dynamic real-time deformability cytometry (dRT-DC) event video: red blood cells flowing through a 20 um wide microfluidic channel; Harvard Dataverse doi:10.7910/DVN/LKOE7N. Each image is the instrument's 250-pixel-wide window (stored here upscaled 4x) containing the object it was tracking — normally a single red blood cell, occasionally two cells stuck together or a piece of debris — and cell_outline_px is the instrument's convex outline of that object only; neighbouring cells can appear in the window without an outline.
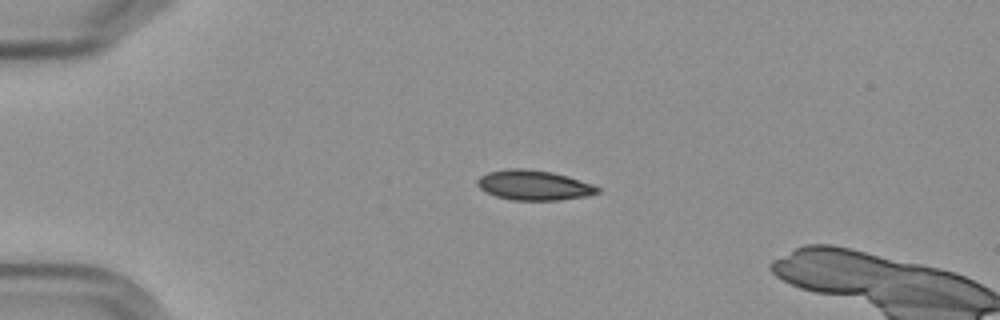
{"species": "Egyptian fruit bat (a non-hibernating species)", "species_latin": "Rousettus aegyptiacus", "temperature_condition": "cold", "stored_images_in_passage": 42, "camera_frame_rate_fps": 3000, "um_per_image_px": 0.085, "frame": {"image": 1, "passage_image": 1, "time_ms": 0.0, "image_size_px": [1000, 320], "cell_outline_px": [[600, 192], [588, 196], [560, 200], [512, 200], [496, 196], [484, 192], [476, 184], [476, 180], [480, 176], [488, 172], [512, 168], [520, 168], [552, 172], [568, 176], [592, 184], [600, 188]], "centroid_in_image_um": [45.37, 15.75], "position_along_channel_um": 39.6, "area_um2": 21.04}}
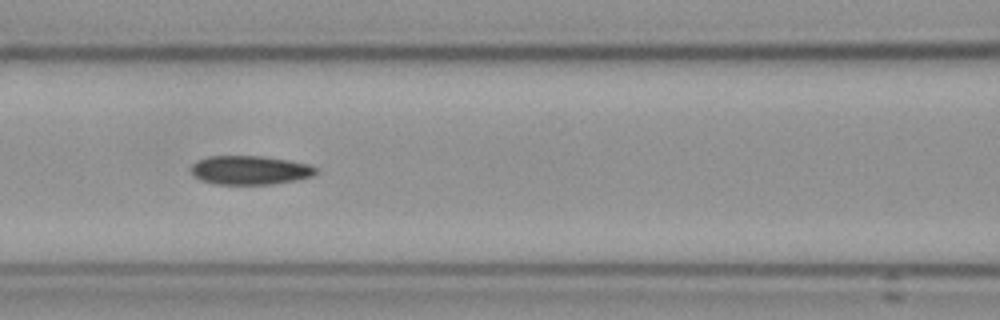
{"frame": {"image": 2, "passage_image": 13, "time_ms": 4.0, "image_size_px": [1000, 320], "cell_outline_px": [[316, 172], [312, 176], [296, 180], [272, 184], [216, 184], [200, 180], [192, 172], [192, 164], [196, 160], [208, 156], [260, 156], [288, 160], [308, 164], [316, 168]], "centroid_in_image_um": [21.23, 14.46], "position_along_channel_um": 145.4, "area_um2": 20.87}}
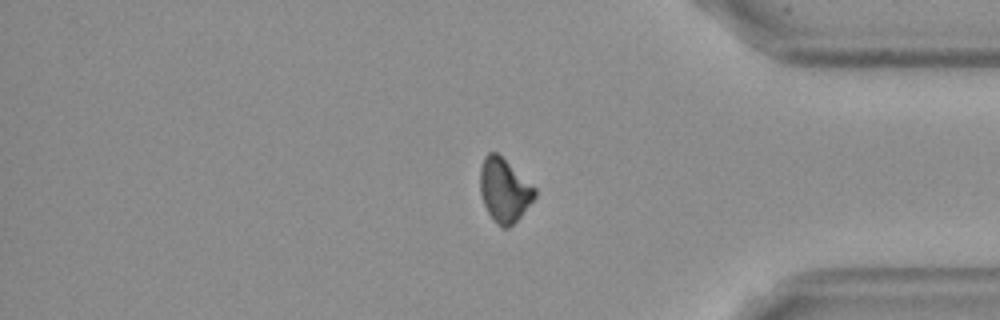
{"frame": {"image": 3, "passage_image": 35, "time_ms": 11.333, "image_size_px": [1000, 320], "cell_outline_px": [[536, 196], [520, 216], [508, 228], [504, 228], [496, 224], [488, 212], [484, 204], [480, 192], [480, 168], [484, 156], [488, 152], [496, 152], [536, 188]], "centroid_in_image_um": [42.84, 16.16], "position_along_channel_um": 392.4, "area_um2": 20.0}}